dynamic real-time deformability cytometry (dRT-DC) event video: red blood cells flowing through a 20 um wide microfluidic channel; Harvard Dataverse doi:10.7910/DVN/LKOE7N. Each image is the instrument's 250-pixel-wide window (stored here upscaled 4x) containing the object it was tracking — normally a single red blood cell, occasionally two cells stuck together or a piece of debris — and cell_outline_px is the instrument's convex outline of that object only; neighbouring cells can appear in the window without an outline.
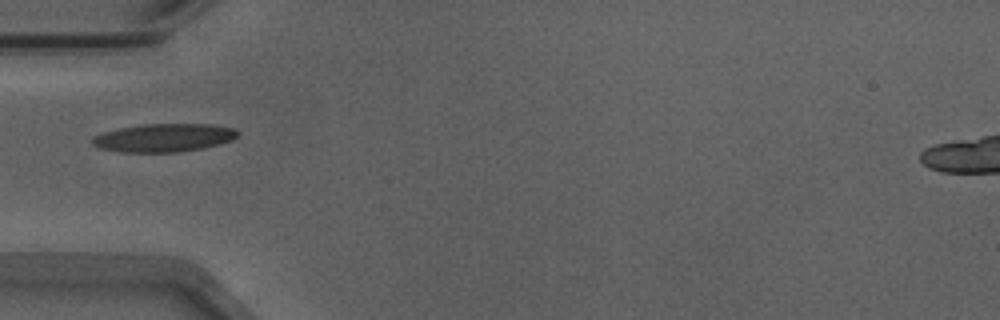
{"species": "Egyptian fruit bat (a non-hibernating species)", "species_latin": "Rousettus aegyptiacus", "temperature_condition": "warm", "stored_images_in_passage": 36, "camera_frame_rate_fps": 3000, "um_per_image_px": 0.085, "animal": {"sex": "male"}, "frame": {"image": 1, "passage_image": 1, "time_ms": 0.0, "image_size_px": [1000, 320], "cell_outline_px": [[240, 132], [232, 140], [220, 144], [200, 148], [176, 152], [120, 152], [100, 148], [92, 144], [92, 136], [104, 132], [120, 128], [144, 124], [212, 124], [236, 128]], "centroid_in_image_um": [13.94, 11.7], "position_along_channel_um": 71.1, "area_um2": 23.87}}
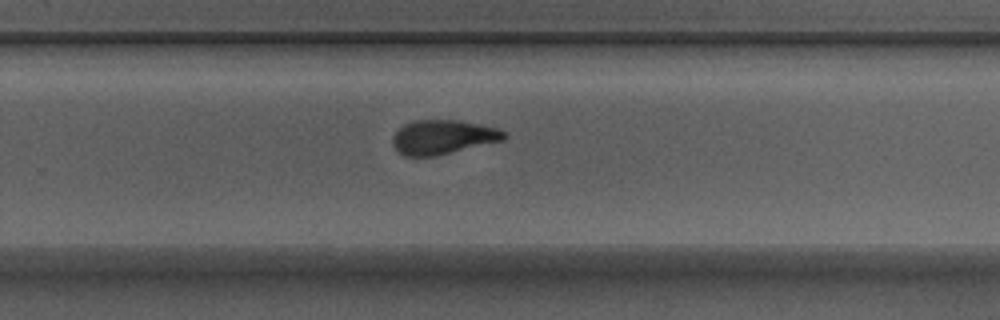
{"frame": {"image": 2, "passage_image": 18, "time_ms": 5.667, "image_size_px": [1000, 320], "cell_outline_px": [[508, 136], [504, 140], [436, 156], [404, 156], [392, 144], [392, 136], [404, 124], [412, 120], [460, 120], [480, 124], [496, 128], [504, 132]], "centroid_in_image_um": [37.64, 11.65], "position_along_channel_um": 292.2, "area_um2": 22.25}}
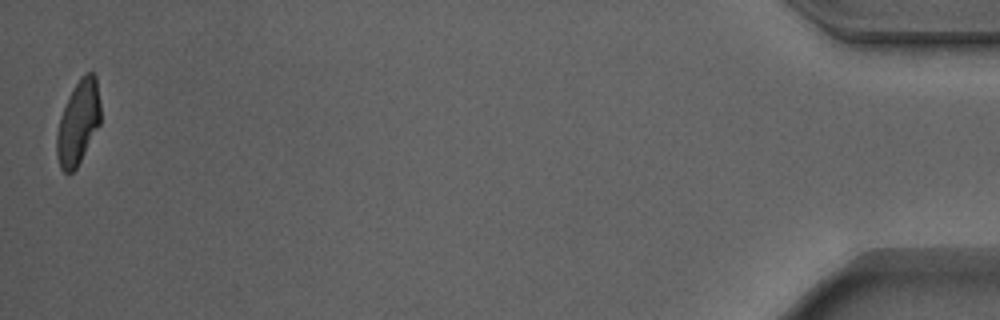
{"frame": {"image": 3, "passage_image": 36, "time_ms": 11.667, "image_size_px": [1000, 320], "cell_outline_px": [[100, 124], [76, 168], [72, 172], [64, 172], [60, 168], [56, 156], [56, 136], [60, 116], [68, 96], [84, 72], [92, 72], [96, 76], [100, 104]], "centroid_in_image_um": [6.63, 10.41], "position_along_channel_um": 428.6, "area_um2": 21.39}, "authors_computed_cell_mechanics": {"area_um2": 22.7443, "velocity_mm_per_s": 3.903, "shape_relaxation_time_tau1_ms": 3.4972, "shape_relaxation_time_tau2_ms": 1.3171, "deformation_change_tau1": 0.1585, "deformation_change_tau2": 0.0884}}